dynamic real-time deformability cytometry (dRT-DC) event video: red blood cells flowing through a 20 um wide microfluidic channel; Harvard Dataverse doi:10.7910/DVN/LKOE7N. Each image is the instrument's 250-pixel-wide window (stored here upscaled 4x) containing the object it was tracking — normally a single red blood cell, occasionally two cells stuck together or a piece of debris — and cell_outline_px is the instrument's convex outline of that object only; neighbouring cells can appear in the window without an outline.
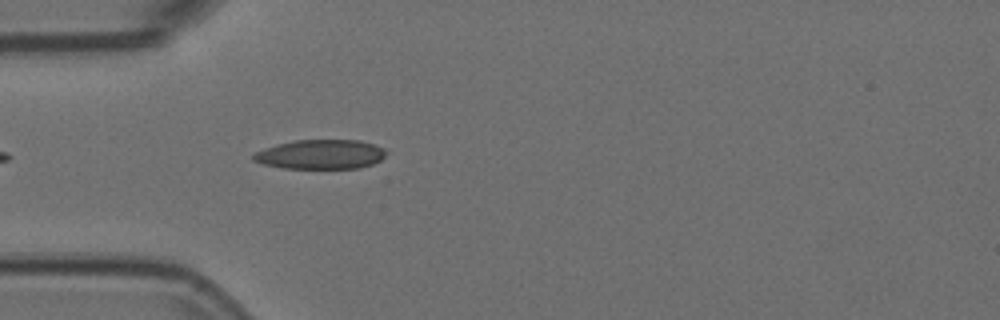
{"species": "Egyptian fruit bat (a non-hibernating species)", "species_latin": "Rousettus aegyptiacus", "temperature_condition": "room temperature", "stored_images_in_passage": 32, "camera_frame_rate_fps": 3000, "um_per_image_px": 0.085, "animal": {"sex": "female"}, "frame": {"image": 1, "passage_image": 1, "time_ms": 0.0, "image_size_px": [1000, 320], "cell_outline_px": [[384, 156], [380, 160], [372, 164], [360, 168], [284, 168], [264, 164], [252, 160], [252, 156], [256, 152], [264, 148], [276, 144], [296, 140], [360, 140], [384, 148]], "centroid_in_image_um": [27.23, 13.12], "position_along_channel_um": 57.8, "area_um2": 22.6}}
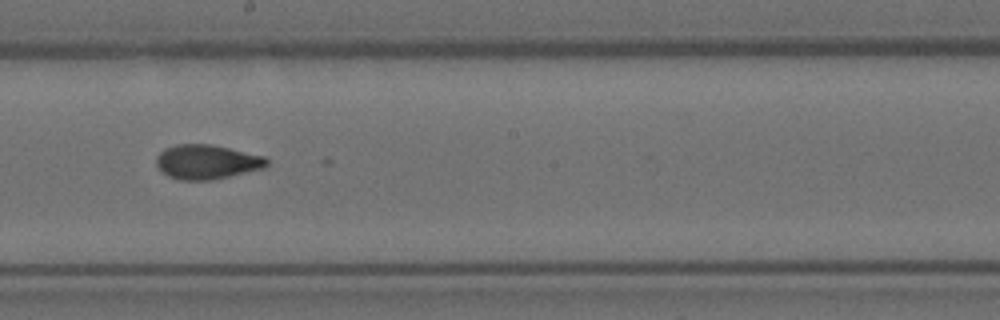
{"frame": {"image": 2, "passage_image": 15, "time_ms": 4.667, "image_size_px": [1000, 320], "cell_outline_px": [[268, 164], [264, 168], [212, 180], [180, 180], [168, 176], [156, 164], [156, 156], [164, 148], [176, 144], [212, 144], [264, 156], [268, 160]], "centroid_in_image_um": [17.57, 13.75], "position_along_channel_um": 230.6, "area_um2": 22.14}}
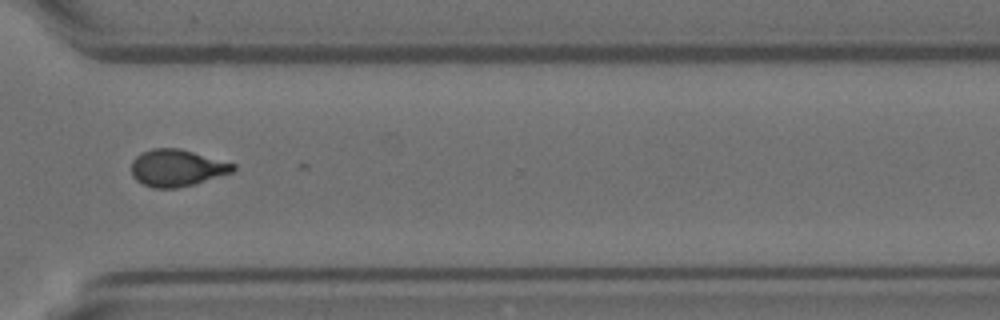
{"frame": {"image": 3, "passage_image": 25, "time_ms": 8.0, "image_size_px": [1000, 320], "cell_outline_px": [[236, 168], [232, 172], [192, 184], [176, 188], [152, 188], [136, 180], [132, 176], [132, 160], [140, 152], [152, 148], [180, 148], [236, 164]], "centroid_in_image_um": [15.0, 14.26], "position_along_channel_um": 355.6, "area_um2": 21.79}, "authors_computed_cell_mechanics": {"area_um2": 21.6172, "velocity_mm_per_s": 3.7485, "shape_relaxation_time_tau1_ms": null, "shape_relaxation_time_tau2_ms": 1.4427, "deformation_change_tau1": null, "deformation_change_tau2": 0.065}}